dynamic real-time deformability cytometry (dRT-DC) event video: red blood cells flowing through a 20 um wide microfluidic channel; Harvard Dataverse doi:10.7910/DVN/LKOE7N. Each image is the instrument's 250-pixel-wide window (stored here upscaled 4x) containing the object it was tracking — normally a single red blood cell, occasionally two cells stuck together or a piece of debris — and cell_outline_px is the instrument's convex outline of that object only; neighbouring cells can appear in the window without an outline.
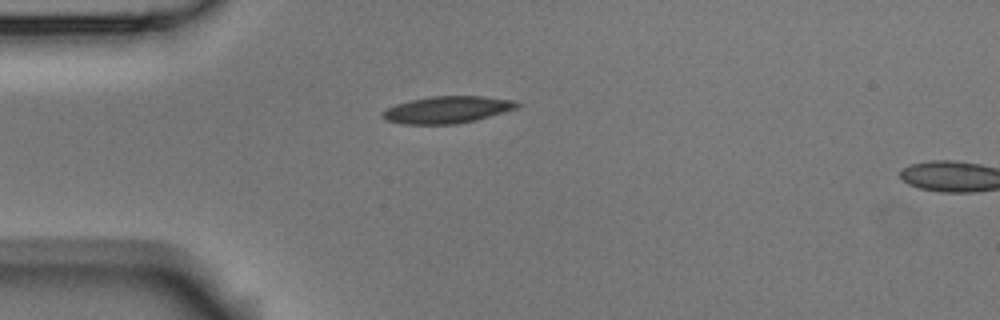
{"species": "Egyptian fruit bat (a non-hibernating species)", "species_latin": "Rousettus aegyptiacus", "temperature_condition": "room temperature", "stored_images_in_passage": 4, "segment_of_instrument_passage": [1, 2], "camera_frame_rate_fps": 3000, "um_per_image_px": 0.085, "animal": {"sex": "male"}, "frame": {"image": 1, "passage_image": 3, "time_ms": 0.667, "image_size_px": [1000, 320], "cell_outline_px": [[520, 104], [516, 108], [504, 112], [476, 120], [456, 124], [404, 124], [388, 120], [380, 116], [380, 112], [396, 104], [412, 100], [432, 96], [484, 96], [516, 100]], "centroid_in_image_um": [38.03, 9.32], "position_along_channel_um": 47.0, "area_um2": 21.1}}